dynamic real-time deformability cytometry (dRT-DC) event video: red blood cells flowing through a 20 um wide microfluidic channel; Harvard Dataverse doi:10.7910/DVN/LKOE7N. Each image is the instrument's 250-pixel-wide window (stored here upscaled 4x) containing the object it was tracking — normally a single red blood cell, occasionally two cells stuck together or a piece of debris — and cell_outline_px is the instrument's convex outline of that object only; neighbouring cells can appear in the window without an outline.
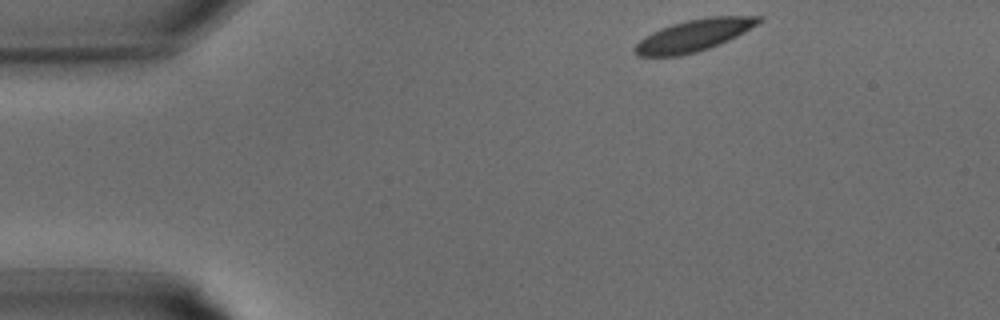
{"species": "common noctule bat (a hibernating species)", "species_latin": "Nyctalus noctula", "temperature_condition": "warm", "stored_images_in_passage": 5, "camera_frame_rate_fps": 3000, "um_per_image_px": 0.085, "animal": {"sex": "male", "body_mass_g": 15.6}, "frame": {"image": 1, "passage_image": 1, "time_ms": 0.0, "image_size_px": [1000, 320], "cell_outline_px": [[764, 20], [744, 32], [720, 44], [696, 52], [680, 56], [636, 56], [632, 48], [644, 36], [652, 32], [672, 24], [688, 20], [708, 16], [764, 16]], "centroid_in_image_um": [58.97, 3.01], "position_along_channel_um": 26.0, "area_um2": 22.95}}